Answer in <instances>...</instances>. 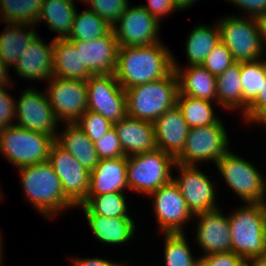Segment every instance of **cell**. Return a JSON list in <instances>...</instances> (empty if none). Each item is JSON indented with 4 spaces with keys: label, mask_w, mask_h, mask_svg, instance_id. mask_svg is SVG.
Returning <instances> with one entry per match:
<instances>
[{
    "label": "cell",
    "mask_w": 266,
    "mask_h": 266,
    "mask_svg": "<svg viewBox=\"0 0 266 266\" xmlns=\"http://www.w3.org/2000/svg\"><path fill=\"white\" fill-rule=\"evenodd\" d=\"M173 71V54L163 42L119 47L115 78L124 88L165 78Z\"/></svg>",
    "instance_id": "1"
},
{
    "label": "cell",
    "mask_w": 266,
    "mask_h": 266,
    "mask_svg": "<svg viewBox=\"0 0 266 266\" xmlns=\"http://www.w3.org/2000/svg\"><path fill=\"white\" fill-rule=\"evenodd\" d=\"M26 199L48 220L76 206L65 196L61 181L47 162L18 168Z\"/></svg>",
    "instance_id": "2"
},
{
    "label": "cell",
    "mask_w": 266,
    "mask_h": 266,
    "mask_svg": "<svg viewBox=\"0 0 266 266\" xmlns=\"http://www.w3.org/2000/svg\"><path fill=\"white\" fill-rule=\"evenodd\" d=\"M127 116L154 122L177 104L178 79L173 70L165 78L125 89Z\"/></svg>",
    "instance_id": "3"
},
{
    "label": "cell",
    "mask_w": 266,
    "mask_h": 266,
    "mask_svg": "<svg viewBox=\"0 0 266 266\" xmlns=\"http://www.w3.org/2000/svg\"><path fill=\"white\" fill-rule=\"evenodd\" d=\"M230 213L231 251L245 260L266 255V218L262 203H244Z\"/></svg>",
    "instance_id": "4"
},
{
    "label": "cell",
    "mask_w": 266,
    "mask_h": 266,
    "mask_svg": "<svg viewBox=\"0 0 266 266\" xmlns=\"http://www.w3.org/2000/svg\"><path fill=\"white\" fill-rule=\"evenodd\" d=\"M55 142L56 137L16 125L0 131V153L16 168L47 162Z\"/></svg>",
    "instance_id": "5"
},
{
    "label": "cell",
    "mask_w": 266,
    "mask_h": 266,
    "mask_svg": "<svg viewBox=\"0 0 266 266\" xmlns=\"http://www.w3.org/2000/svg\"><path fill=\"white\" fill-rule=\"evenodd\" d=\"M175 159L156 148L127 157L128 190L148 196L172 180Z\"/></svg>",
    "instance_id": "6"
},
{
    "label": "cell",
    "mask_w": 266,
    "mask_h": 266,
    "mask_svg": "<svg viewBox=\"0 0 266 266\" xmlns=\"http://www.w3.org/2000/svg\"><path fill=\"white\" fill-rule=\"evenodd\" d=\"M220 40L227 46L235 62L259 60L263 45L256 19L247 16H226L217 20Z\"/></svg>",
    "instance_id": "7"
},
{
    "label": "cell",
    "mask_w": 266,
    "mask_h": 266,
    "mask_svg": "<svg viewBox=\"0 0 266 266\" xmlns=\"http://www.w3.org/2000/svg\"><path fill=\"white\" fill-rule=\"evenodd\" d=\"M233 192L244 203H262L266 198V180L250 161L231 150L215 164Z\"/></svg>",
    "instance_id": "8"
},
{
    "label": "cell",
    "mask_w": 266,
    "mask_h": 266,
    "mask_svg": "<svg viewBox=\"0 0 266 266\" xmlns=\"http://www.w3.org/2000/svg\"><path fill=\"white\" fill-rule=\"evenodd\" d=\"M224 122L202 127L189 128L185 147L175 162L182 165H196L199 162L212 161L214 164L229 151V139Z\"/></svg>",
    "instance_id": "9"
},
{
    "label": "cell",
    "mask_w": 266,
    "mask_h": 266,
    "mask_svg": "<svg viewBox=\"0 0 266 266\" xmlns=\"http://www.w3.org/2000/svg\"><path fill=\"white\" fill-rule=\"evenodd\" d=\"M87 82V110L116 123L127 116L125 89L114 74L91 75Z\"/></svg>",
    "instance_id": "10"
},
{
    "label": "cell",
    "mask_w": 266,
    "mask_h": 266,
    "mask_svg": "<svg viewBox=\"0 0 266 266\" xmlns=\"http://www.w3.org/2000/svg\"><path fill=\"white\" fill-rule=\"evenodd\" d=\"M45 90L59 122L75 123L87 110V82L52 76Z\"/></svg>",
    "instance_id": "11"
},
{
    "label": "cell",
    "mask_w": 266,
    "mask_h": 266,
    "mask_svg": "<svg viewBox=\"0 0 266 266\" xmlns=\"http://www.w3.org/2000/svg\"><path fill=\"white\" fill-rule=\"evenodd\" d=\"M27 87L15 101L16 126L31 131L57 137L59 120L57 119L45 91L40 92Z\"/></svg>",
    "instance_id": "12"
},
{
    "label": "cell",
    "mask_w": 266,
    "mask_h": 266,
    "mask_svg": "<svg viewBox=\"0 0 266 266\" xmlns=\"http://www.w3.org/2000/svg\"><path fill=\"white\" fill-rule=\"evenodd\" d=\"M160 24L141 4L128 5L113 32L119 47L147 46L160 42Z\"/></svg>",
    "instance_id": "13"
},
{
    "label": "cell",
    "mask_w": 266,
    "mask_h": 266,
    "mask_svg": "<svg viewBox=\"0 0 266 266\" xmlns=\"http://www.w3.org/2000/svg\"><path fill=\"white\" fill-rule=\"evenodd\" d=\"M153 198V211L156 217V224L163 233H184L185 223L192 220L194 215L188 209L181 191L171 180L159 189L150 193Z\"/></svg>",
    "instance_id": "14"
},
{
    "label": "cell",
    "mask_w": 266,
    "mask_h": 266,
    "mask_svg": "<svg viewBox=\"0 0 266 266\" xmlns=\"http://www.w3.org/2000/svg\"><path fill=\"white\" fill-rule=\"evenodd\" d=\"M175 168L180 174L177 177L172 176V180L181 191L193 215L220 207L216 204L215 182L212 183L206 173L200 171L196 165H182L175 162Z\"/></svg>",
    "instance_id": "15"
},
{
    "label": "cell",
    "mask_w": 266,
    "mask_h": 266,
    "mask_svg": "<svg viewBox=\"0 0 266 266\" xmlns=\"http://www.w3.org/2000/svg\"><path fill=\"white\" fill-rule=\"evenodd\" d=\"M48 162L59 177L65 196L75 206L81 204L88 195L90 172L57 142L51 147Z\"/></svg>",
    "instance_id": "16"
},
{
    "label": "cell",
    "mask_w": 266,
    "mask_h": 266,
    "mask_svg": "<svg viewBox=\"0 0 266 266\" xmlns=\"http://www.w3.org/2000/svg\"><path fill=\"white\" fill-rule=\"evenodd\" d=\"M194 217L198 222L195 240L204 252L202 256L231 251L229 217L223 215L220 207L201 211Z\"/></svg>",
    "instance_id": "17"
},
{
    "label": "cell",
    "mask_w": 266,
    "mask_h": 266,
    "mask_svg": "<svg viewBox=\"0 0 266 266\" xmlns=\"http://www.w3.org/2000/svg\"><path fill=\"white\" fill-rule=\"evenodd\" d=\"M78 52L81 62L93 74H114L119 45L113 30L91 41L70 40Z\"/></svg>",
    "instance_id": "18"
},
{
    "label": "cell",
    "mask_w": 266,
    "mask_h": 266,
    "mask_svg": "<svg viewBox=\"0 0 266 266\" xmlns=\"http://www.w3.org/2000/svg\"><path fill=\"white\" fill-rule=\"evenodd\" d=\"M12 67L20 78L48 81L53 76V39L46 44L37 35Z\"/></svg>",
    "instance_id": "19"
},
{
    "label": "cell",
    "mask_w": 266,
    "mask_h": 266,
    "mask_svg": "<svg viewBox=\"0 0 266 266\" xmlns=\"http://www.w3.org/2000/svg\"><path fill=\"white\" fill-rule=\"evenodd\" d=\"M157 148L176 159L183 151L189 126L177 104L153 122Z\"/></svg>",
    "instance_id": "20"
},
{
    "label": "cell",
    "mask_w": 266,
    "mask_h": 266,
    "mask_svg": "<svg viewBox=\"0 0 266 266\" xmlns=\"http://www.w3.org/2000/svg\"><path fill=\"white\" fill-rule=\"evenodd\" d=\"M113 127L125 157L157 148L153 122L126 116L114 123Z\"/></svg>",
    "instance_id": "21"
},
{
    "label": "cell",
    "mask_w": 266,
    "mask_h": 266,
    "mask_svg": "<svg viewBox=\"0 0 266 266\" xmlns=\"http://www.w3.org/2000/svg\"><path fill=\"white\" fill-rule=\"evenodd\" d=\"M84 211L93 236L107 245H124L132 241L136 224L132 217H105L93 214L85 205H77Z\"/></svg>",
    "instance_id": "22"
},
{
    "label": "cell",
    "mask_w": 266,
    "mask_h": 266,
    "mask_svg": "<svg viewBox=\"0 0 266 266\" xmlns=\"http://www.w3.org/2000/svg\"><path fill=\"white\" fill-rule=\"evenodd\" d=\"M128 189L127 157L99 159L90 172V186L87 196H97Z\"/></svg>",
    "instance_id": "23"
},
{
    "label": "cell",
    "mask_w": 266,
    "mask_h": 266,
    "mask_svg": "<svg viewBox=\"0 0 266 266\" xmlns=\"http://www.w3.org/2000/svg\"><path fill=\"white\" fill-rule=\"evenodd\" d=\"M173 70L178 79V94L215 102L217 104L216 77L202 65L179 66L173 55Z\"/></svg>",
    "instance_id": "24"
},
{
    "label": "cell",
    "mask_w": 266,
    "mask_h": 266,
    "mask_svg": "<svg viewBox=\"0 0 266 266\" xmlns=\"http://www.w3.org/2000/svg\"><path fill=\"white\" fill-rule=\"evenodd\" d=\"M93 75L81 62L80 52L68 39H53V76L85 80Z\"/></svg>",
    "instance_id": "25"
},
{
    "label": "cell",
    "mask_w": 266,
    "mask_h": 266,
    "mask_svg": "<svg viewBox=\"0 0 266 266\" xmlns=\"http://www.w3.org/2000/svg\"><path fill=\"white\" fill-rule=\"evenodd\" d=\"M63 129L58 133L56 142L91 172L99 162L94 143L75 123H66Z\"/></svg>",
    "instance_id": "26"
},
{
    "label": "cell",
    "mask_w": 266,
    "mask_h": 266,
    "mask_svg": "<svg viewBox=\"0 0 266 266\" xmlns=\"http://www.w3.org/2000/svg\"><path fill=\"white\" fill-rule=\"evenodd\" d=\"M75 6L73 0H43L36 26L37 23L46 22L49 31L58 34L54 40L68 39L77 10Z\"/></svg>",
    "instance_id": "27"
},
{
    "label": "cell",
    "mask_w": 266,
    "mask_h": 266,
    "mask_svg": "<svg viewBox=\"0 0 266 266\" xmlns=\"http://www.w3.org/2000/svg\"><path fill=\"white\" fill-rule=\"evenodd\" d=\"M6 24V29L0 33V59L11 67L38 34L33 29L36 26Z\"/></svg>",
    "instance_id": "28"
},
{
    "label": "cell",
    "mask_w": 266,
    "mask_h": 266,
    "mask_svg": "<svg viewBox=\"0 0 266 266\" xmlns=\"http://www.w3.org/2000/svg\"><path fill=\"white\" fill-rule=\"evenodd\" d=\"M220 41L218 24L213 26L199 23L189 33L186 39V57L188 64L202 65L207 55Z\"/></svg>",
    "instance_id": "29"
},
{
    "label": "cell",
    "mask_w": 266,
    "mask_h": 266,
    "mask_svg": "<svg viewBox=\"0 0 266 266\" xmlns=\"http://www.w3.org/2000/svg\"><path fill=\"white\" fill-rule=\"evenodd\" d=\"M216 92L218 106L242 112L241 62H235L216 77Z\"/></svg>",
    "instance_id": "30"
},
{
    "label": "cell",
    "mask_w": 266,
    "mask_h": 266,
    "mask_svg": "<svg viewBox=\"0 0 266 266\" xmlns=\"http://www.w3.org/2000/svg\"><path fill=\"white\" fill-rule=\"evenodd\" d=\"M213 103L208 100L193 98L183 94L177 96V106L189 128L208 126L217 123L221 118L215 115Z\"/></svg>",
    "instance_id": "31"
},
{
    "label": "cell",
    "mask_w": 266,
    "mask_h": 266,
    "mask_svg": "<svg viewBox=\"0 0 266 266\" xmlns=\"http://www.w3.org/2000/svg\"><path fill=\"white\" fill-rule=\"evenodd\" d=\"M43 0H0V19L4 23L35 26Z\"/></svg>",
    "instance_id": "32"
},
{
    "label": "cell",
    "mask_w": 266,
    "mask_h": 266,
    "mask_svg": "<svg viewBox=\"0 0 266 266\" xmlns=\"http://www.w3.org/2000/svg\"><path fill=\"white\" fill-rule=\"evenodd\" d=\"M113 27L90 9L75 13L72 30L68 40L91 41L109 34Z\"/></svg>",
    "instance_id": "33"
},
{
    "label": "cell",
    "mask_w": 266,
    "mask_h": 266,
    "mask_svg": "<svg viewBox=\"0 0 266 266\" xmlns=\"http://www.w3.org/2000/svg\"><path fill=\"white\" fill-rule=\"evenodd\" d=\"M266 80V59L241 62L242 112L248 104L261 92Z\"/></svg>",
    "instance_id": "34"
},
{
    "label": "cell",
    "mask_w": 266,
    "mask_h": 266,
    "mask_svg": "<svg viewBox=\"0 0 266 266\" xmlns=\"http://www.w3.org/2000/svg\"><path fill=\"white\" fill-rule=\"evenodd\" d=\"M124 192H112L97 196H87L80 204L85 205L93 214L105 217H132L128 213Z\"/></svg>",
    "instance_id": "35"
},
{
    "label": "cell",
    "mask_w": 266,
    "mask_h": 266,
    "mask_svg": "<svg viewBox=\"0 0 266 266\" xmlns=\"http://www.w3.org/2000/svg\"><path fill=\"white\" fill-rule=\"evenodd\" d=\"M164 261L166 266H194L196 258L191 253L184 233H165Z\"/></svg>",
    "instance_id": "36"
},
{
    "label": "cell",
    "mask_w": 266,
    "mask_h": 266,
    "mask_svg": "<svg viewBox=\"0 0 266 266\" xmlns=\"http://www.w3.org/2000/svg\"><path fill=\"white\" fill-rule=\"evenodd\" d=\"M75 124L93 143L99 140L114 125V123L105 119L101 114L90 110H86Z\"/></svg>",
    "instance_id": "37"
},
{
    "label": "cell",
    "mask_w": 266,
    "mask_h": 266,
    "mask_svg": "<svg viewBox=\"0 0 266 266\" xmlns=\"http://www.w3.org/2000/svg\"><path fill=\"white\" fill-rule=\"evenodd\" d=\"M89 9L112 27L129 5V0H87Z\"/></svg>",
    "instance_id": "38"
},
{
    "label": "cell",
    "mask_w": 266,
    "mask_h": 266,
    "mask_svg": "<svg viewBox=\"0 0 266 266\" xmlns=\"http://www.w3.org/2000/svg\"><path fill=\"white\" fill-rule=\"evenodd\" d=\"M235 61L227 46L220 40L213 50L207 55L202 66L215 77L226 71Z\"/></svg>",
    "instance_id": "39"
},
{
    "label": "cell",
    "mask_w": 266,
    "mask_h": 266,
    "mask_svg": "<svg viewBox=\"0 0 266 266\" xmlns=\"http://www.w3.org/2000/svg\"><path fill=\"white\" fill-rule=\"evenodd\" d=\"M99 159H113L125 156L115 128H111L99 140L94 142Z\"/></svg>",
    "instance_id": "40"
},
{
    "label": "cell",
    "mask_w": 266,
    "mask_h": 266,
    "mask_svg": "<svg viewBox=\"0 0 266 266\" xmlns=\"http://www.w3.org/2000/svg\"><path fill=\"white\" fill-rule=\"evenodd\" d=\"M0 87V131L15 123V99L5 89Z\"/></svg>",
    "instance_id": "41"
},
{
    "label": "cell",
    "mask_w": 266,
    "mask_h": 266,
    "mask_svg": "<svg viewBox=\"0 0 266 266\" xmlns=\"http://www.w3.org/2000/svg\"><path fill=\"white\" fill-rule=\"evenodd\" d=\"M159 22L170 13L179 11L174 5L173 0H148V4L141 5Z\"/></svg>",
    "instance_id": "42"
},
{
    "label": "cell",
    "mask_w": 266,
    "mask_h": 266,
    "mask_svg": "<svg viewBox=\"0 0 266 266\" xmlns=\"http://www.w3.org/2000/svg\"><path fill=\"white\" fill-rule=\"evenodd\" d=\"M205 257L211 262V266H244L245 263L242 256L232 251L213 253Z\"/></svg>",
    "instance_id": "43"
},
{
    "label": "cell",
    "mask_w": 266,
    "mask_h": 266,
    "mask_svg": "<svg viewBox=\"0 0 266 266\" xmlns=\"http://www.w3.org/2000/svg\"><path fill=\"white\" fill-rule=\"evenodd\" d=\"M231 4L242 9L244 16L256 18L258 15L266 13V0H227ZM247 14V15H246Z\"/></svg>",
    "instance_id": "44"
},
{
    "label": "cell",
    "mask_w": 266,
    "mask_h": 266,
    "mask_svg": "<svg viewBox=\"0 0 266 266\" xmlns=\"http://www.w3.org/2000/svg\"><path fill=\"white\" fill-rule=\"evenodd\" d=\"M266 105V80L263 83L261 92L248 104L247 109L241 115L244 121L248 122L263 106Z\"/></svg>",
    "instance_id": "45"
},
{
    "label": "cell",
    "mask_w": 266,
    "mask_h": 266,
    "mask_svg": "<svg viewBox=\"0 0 266 266\" xmlns=\"http://www.w3.org/2000/svg\"><path fill=\"white\" fill-rule=\"evenodd\" d=\"M71 258L73 266H126L127 265V263L121 264L120 262H115L100 257H95V258L71 257Z\"/></svg>",
    "instance_id": "46"
},
{
    "label": "cell",
    "mask_w": 266,
    "mask_h": 266,
    "mask_svg": "<svg viewBox=\"0 0 266 266\" xmlns=\"http://www.w3.org/2000/svg\"><path fill=\"white\" fill-rule=\"evenodd\" d=\"M9 67H10L9 65L3 63L0 59V87H9L13 89V86H12L13 80L10 79V76L8 75Z\"/></svg>",
    "instance_id": "47"
},
{
    "label": "cell",
    "mask_w": 266,
    "mask_h": 266,
    "mask_svg": "<svg viewBox=\"0 0 266 266\" xmlns=\"http://www.w3.org/2000/svg\"><path fill=\"white\" fill-rule=\"evenodd\" d=\"M260 36L264 47H266V13L258 15L256 18Z\"/></svg>",
    "instance_id": "48"
},
{
    "label": "cell",
    "mask_w": 266,
    "mask_h": 266,
    "mask_svg": "<svg viewBox=\"0 0 266 266\" xmlns=\"http://www.w3.org/2000/svg\"><path fill=\"white\" fill-rule=\"evenodd\" d=\"M249 124H257L266 127V105L263 106L248 122Z\"/></svg>",
    "instance_id": "49"
},
{
    "label": "cell",
    "mask_w": 266,
    "mask_h": 266,
    "mask_svg": "<svg viewBox=\"0 0 266 266\" xmlns=\"http://www.w3.org/2000/svg\"><path fill=\"white\" fill-rule=\"evenodd\" d=\"M244 266H266V255L249 258L245 260Z\"/></svg>",
    "instance_id": "50"
},
{
    "label": "cell",
    "mask_w": 266,
    "mask_h": 266,
    "mask_svg": "<svg viewBox=\"0 0 266 266\" xmlns=\"http://www.w3.org/2000/svg\"><path fill=\"white\" fill-rule=\"evenodd\" d=\"M198 0H173L174 5L177 7L179 11H183L190 8L192 5H194L195 2Z\"/></svg>",
    "instance_id": "51"
},
{
    "label": "cell",
    "mask_w": 266,
    "mask_h": 266,
    "mask_svg": "<svg viewBox=\"0 0 266 266\" xmlns=\"http://www.w3.org/2000/svg\"><path fill=\"white\" fill-rule=\"evenodd\" d=\"M194 266H211V262L205 256H199L196 258Z\"/></svg>",
    "instance_id": "52"
},
{
    "label": "cell",
    "mask_w": 266,
    "mask_h": 266,
    "mask_svg": "<svg viewBox=\"0 0 266 266\" xmlns=\"http://www.w3.org/2000/svg\"><path fill=\"white\" fill-rule=\"evenodd\" d=\"M1 235H2V234H0V266H3V265H2V262H3L2 259H3V255H4V254H3V246H2V243H3L2 238H3V237H1Z\"/></svg>",
    "instance_id": "53"
},
{
    "label": "cell",
    "mask_w": 266,
    "mask_h": 266,
    "mask_svg": "<svg viewBox=\"0 0 266 266\" xmlns=\"http://www.w3.org/2000/svg\"><path fill=\"white\" fill-rule=\"evenodd\" d=\"M264 212H265V218H266V199L262 202Z\"/></svg>",
    "instance_id": "54"
},
{
    "label": "cell",
    "mask_w": 266,
    "mask_h": 266,
    "mask_svg": "<svg viewBox=\"0 0 266 266\" xmlns=\"http://www.w3.org/2000/svg\"><path fill=\"white\" fill-rule=\"evenodd\" d=\"M74 1V0H73ZM87 0H80V2L85 3Z\"/></svg>",
    "instance_id": "55"
}]
</instances>
